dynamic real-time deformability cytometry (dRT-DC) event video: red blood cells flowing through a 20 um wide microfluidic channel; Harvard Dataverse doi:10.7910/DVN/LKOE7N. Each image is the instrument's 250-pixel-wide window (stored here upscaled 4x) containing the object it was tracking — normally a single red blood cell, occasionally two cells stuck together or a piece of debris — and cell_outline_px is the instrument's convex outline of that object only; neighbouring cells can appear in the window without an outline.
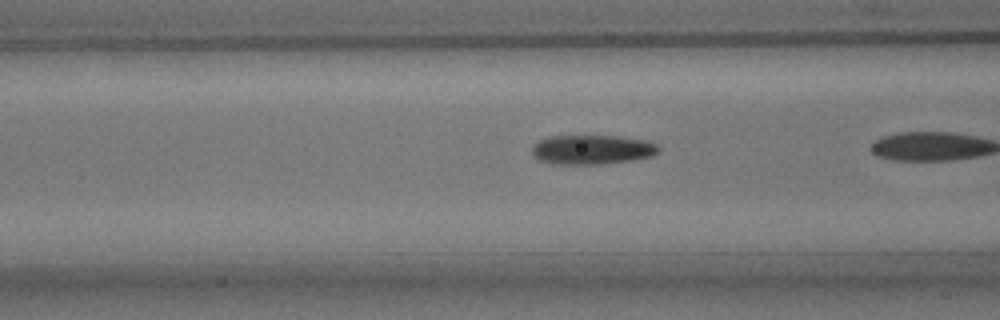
{"species": "common noctule bat (a hibernating species)", "species_latin": "Nyctalus noctula", "temperature_condition": "room temperature", "stored_images_in_passage": 10, "camera_frame_rate_fps": 3000, "um_per_image_px": 0.085, "animal": {"sex": "male", "body_mass_g": 15.6}, "frame": {"image": 1, "passage_image": 6, "time_ms": 1.667, "image_size_px": [1000, 320], "cell_outline_px": [[660, 152], [652, 156], [632, 160], [600, 164], [556, 164], [540, 160], [532, 156], [532, 148], [540, 140], [548, 136], [616, 136], [644, 140], [656, 144], [660, 148]], "centroid_in_image_um": [50.34, 12.72], "position_along_channel_um": 116.3, "area_um2": 21.62}}
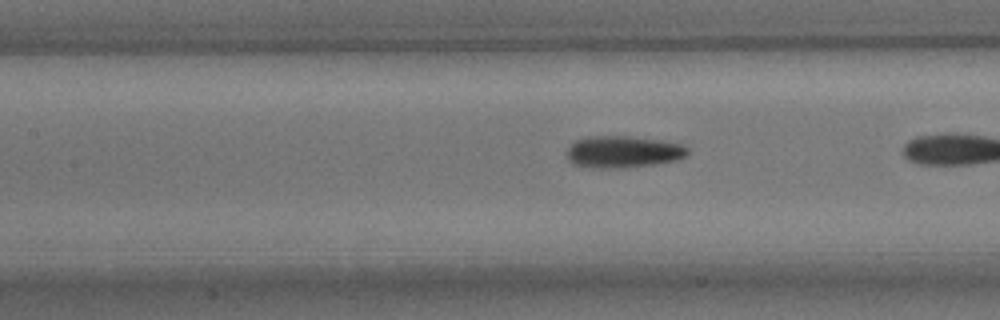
{"frame": {"image": 2, "passage_image": 9, "time_ms": 2.667, "image_size_px": [1000, 320], "cell_outline_px": [[688, 156], [676, 160], [656, 164], [624, 168], [592, 168], [572, 164], [568, 160], [568, 148], [576, 140], [592, 136], [628, 136], [660, 140], [680, 144], [688, 148]], "centroid_in_image_um": [52.97, 12.92], "position_along_channel_um": 154.4, "area_um2": 22.48}}